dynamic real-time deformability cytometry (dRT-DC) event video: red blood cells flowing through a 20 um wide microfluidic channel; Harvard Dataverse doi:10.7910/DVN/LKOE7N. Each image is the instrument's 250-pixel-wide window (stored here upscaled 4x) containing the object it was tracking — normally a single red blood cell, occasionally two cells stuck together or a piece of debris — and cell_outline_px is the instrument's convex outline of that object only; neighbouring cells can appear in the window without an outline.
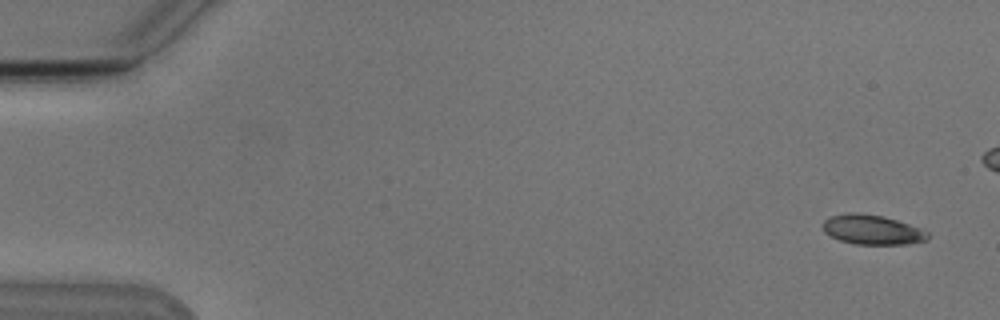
{"species": "Egyptian fruit bat (a non-hibernating species)", "species_latin": "Rousettus aegyptiacus", "temperature_condition": "cold", "stored_images_in_passage": 12, "camera_frame_rate_fps": 3000, "um_per_image_px": 0.085, "animal": {"sex": "male"}, "frame": {"image": 1, "passage_image": 1, "time_ms": 0.0, "image_size_px": [1000, 320], "cell_outline_px": [[928, 240], [908, 244], [856, 244], [840, 240], [824, 232], [824, 220], [832, 216], [848, 212], [860, 212], [884, 216], [920, 228], [928, 232]], "centroid_in_image_um": [74.15, 19.52], "position_along_channel_um": 10.8, "area_um2": 18.03}}
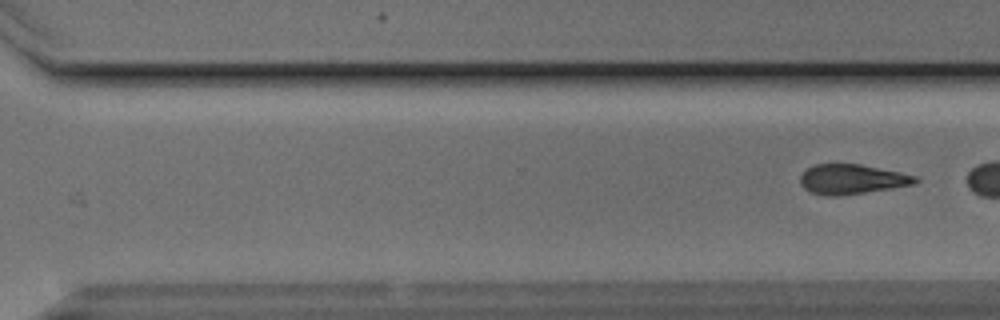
{"frame": {"image": 2, "passage_image": 12, "time_ms": 13.667, "image_size_px": [1000, 320], "cell_outline_px": [[920, 180], [916, 184], [840, 196], [828, 196], [812, 192], [804, 188], [800, 184], [800, 176], [808, 168], [816, 164], [860, 164], [900, 172], [916, 176]], "centroid_in_image_um": [72.42, 15.23], "position_along_channel_um": 298.2, "area_um2": 19.88}}